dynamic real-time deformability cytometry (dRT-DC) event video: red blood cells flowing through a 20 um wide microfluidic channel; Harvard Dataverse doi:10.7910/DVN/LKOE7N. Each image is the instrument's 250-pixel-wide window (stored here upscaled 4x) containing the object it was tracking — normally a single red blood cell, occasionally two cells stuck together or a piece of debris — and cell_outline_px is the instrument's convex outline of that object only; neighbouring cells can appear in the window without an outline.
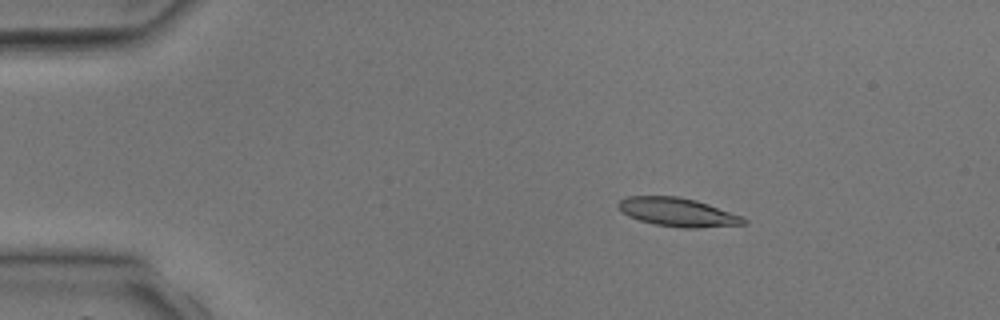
{"species": "common noctule bat (a hibernating species)", "species_latin": "Nyctalus noctula", "temperature_condition": "room temperature", "stored_images_in_passage": 3, "camera_frame_rate_fps": 3000, "um_per_image_px": 0.085, "animal": {"sex": "male", "body_mass_g": 17.9, "forearm_length_mm": 54.2}, "frame": {"image": 1, "passage_image": 1, "time_ms": 0.0, "image_size_px": [1000, 320], "cell_outline_px": [[748, 224], [696, 228], [684, 228], [656, 224], [640, 220], [628, 216], [616, 204], [620, 200], [628, 196], [676, 196], [696, 200], [744, 216], [748, 220]], "centroid_in_image_um": [57.67, 18.03], "position_along_channel_um": 27.3, "area_um2": 20.87}}
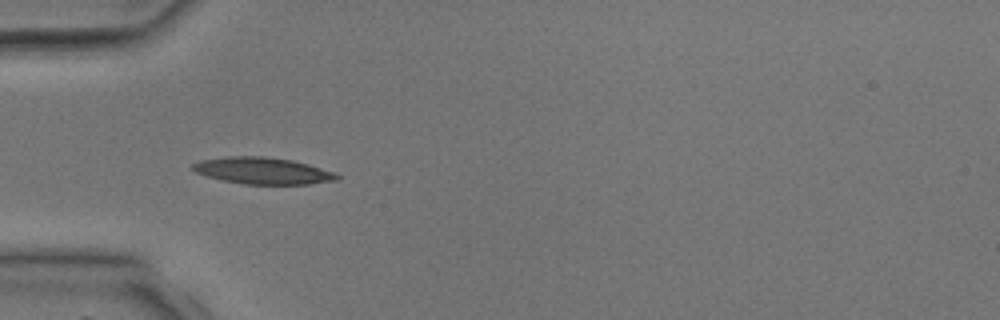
{"frame": {"image": 2, "passage_image": 3, "time_ms": 2.0, "image_size_px": [1000, 320], "cell_outline_px": [[340, 180], [308, 184], [244, 184], [224, 180], [208, 176], [196, 172], [192, 168], [192, 164], [200, 160], [228, 156], [264, 156], [292, 160], [308, 164], [332, 172], [340, 176]], "centroid_in_image_um": [22.34, 14.51], "position_along_channel_um": 62.7, "area_um2": 22.25}}